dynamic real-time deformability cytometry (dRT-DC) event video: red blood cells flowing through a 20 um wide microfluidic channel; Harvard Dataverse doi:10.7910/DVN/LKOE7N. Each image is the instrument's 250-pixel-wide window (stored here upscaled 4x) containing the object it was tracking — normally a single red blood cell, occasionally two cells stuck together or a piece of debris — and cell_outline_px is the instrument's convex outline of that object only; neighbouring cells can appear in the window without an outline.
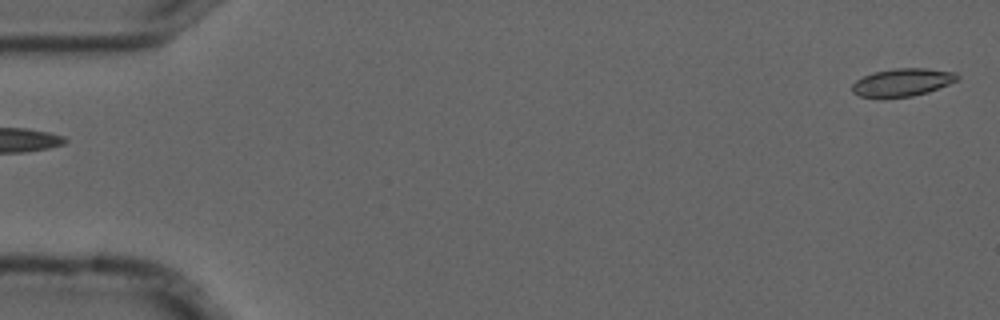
{"species": "common noctule bat (a hibernating species)", "species_latin": "Nyctalus noctula", "temperature_condition": "cold", "stored_images_in_passage": 5, "segment_of_instrument_passage": [2, 2], "camera_frame_rate_fps": 3000, "um_per_image_px": 0.085, "animal": {"sex": "male", "forearm_length_mm": 52.5}, "frame": {"image": 1, "passage_image": 5, "time_ms": 1.333, "image_size_px": [1000, 320], "cell_outline_px": [[960, 80], [928, 92], [912, 96], [860, 96], [852, 92], [852, 84], [856, 80], [864, 76], [876, 72], [896, 68], [924, 68], [956, 72], [960, 76]], "centroid_in_image_um": [76.77, 6.98], "position_along_channel_um": 8.2, "area_um2": 16.76}}